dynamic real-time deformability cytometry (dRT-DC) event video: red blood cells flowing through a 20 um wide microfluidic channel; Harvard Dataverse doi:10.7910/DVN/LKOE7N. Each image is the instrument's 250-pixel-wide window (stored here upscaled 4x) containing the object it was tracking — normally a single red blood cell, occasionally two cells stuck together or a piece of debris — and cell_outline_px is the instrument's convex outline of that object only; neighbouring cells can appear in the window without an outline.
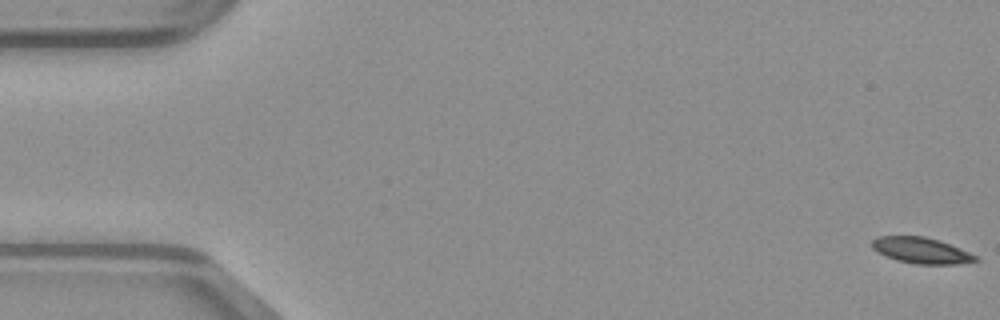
{"species": "common noctule bat (a hibernating species)", "species_latin": "Nyctalus noctula", "temperature_condition": "warm", "stored_images_in_passage": 50, "camera_frame_rate_fps": 3000, "um_per_image_px": 0.085, "animal": {"sex": "male", "body_mass_g": 23.1, "forearm_length_mm": 52.7}, "frame": {"image": 1, "passage_image": 1, "time_ms": 0.0, "image_size_px": [1000, 320], "cell_outline_px": [[980, 260], [956, 264], [916, 264], [896, 260], [872, 248], [872, 240], [876, 236], [924, 236], [940, 240], [960, 248], [976, 256]], "centroid_in_image_um": [78.31, 21.28], "position_along_channel_um": 6.7, "area_um2": 15.55}}
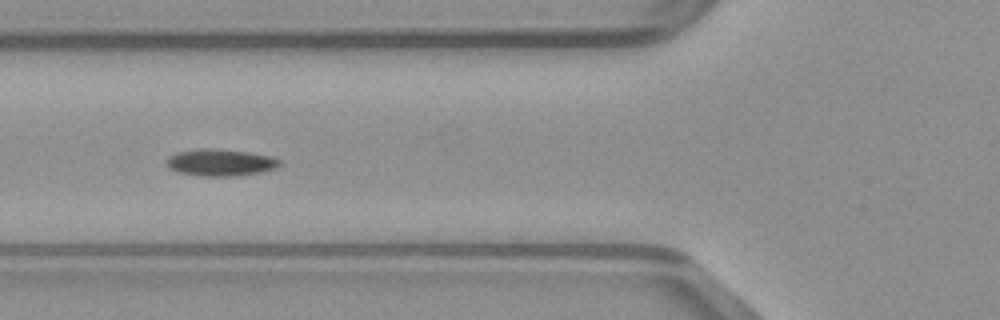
{"frame": {"image": 2, "passage_image": 19, "time_ms": 6.0, "image_size_px": [1000, 320], "cell_outline_px": [[280, 164], [276, 168], [264, 172], [236, 176], [200, 176], [180, 172], [168, 168], [164, 164], [164, 160], [168, 156], [176, 152], [200, 148], [212, 148], [248, 152], [272, 156], [280, 160]], "centroid_in_image_um": [18.7, 13.81], "position_along_channel_um": 107.1, "area_um2": 18.03}}
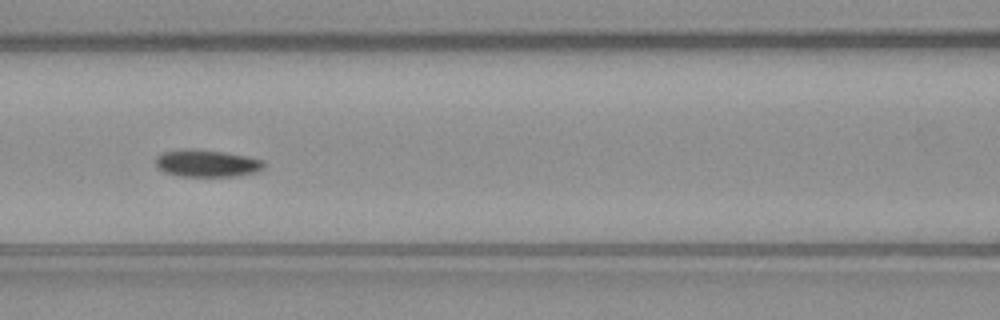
{"frame": {"image": 3, "passage_image": 22, "time_ms": 7.0, "image_size_px": [1000, 320], "cell_outline_px": [[264, 168], [256, 172], [232, 176], [180, 176], [164, 172], [156, 168], [156, 156], [160, 152], [184, 148], [192, 148], [224, 152], [264, 160]], "centroid_in_image_um": [17.52, 13.87], "position_along_channel_um": 149.1, "area_um2": 17.28}}